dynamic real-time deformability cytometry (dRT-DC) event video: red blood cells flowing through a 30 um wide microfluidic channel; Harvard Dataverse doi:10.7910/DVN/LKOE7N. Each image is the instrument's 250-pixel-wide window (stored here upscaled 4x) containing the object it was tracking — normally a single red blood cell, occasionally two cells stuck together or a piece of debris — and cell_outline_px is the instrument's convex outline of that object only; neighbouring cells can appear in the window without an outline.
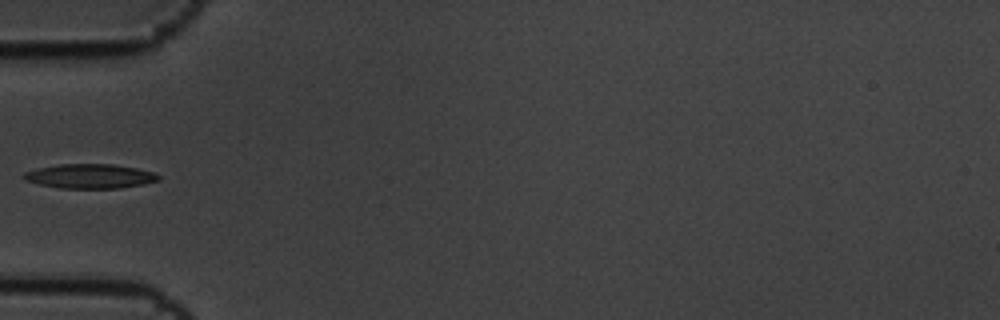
{"species": "common noctule bat (a hibernating species)", "species_latin": "Nyctalus noctula", "temperature_condition": "cold", "stored_images_in_passage": 9, "camera_frame_rate_fps": 3000, "um_per_image_px": 0.085, "animal": {"sex": "male", "body_mass_g": 19.5, "forearm_length_mm": 54.6}, "frame": {"image": 1, "passage_image": 4, "time_ms": 1.0, "image_size_px": [1000, 320], "cell_outline_px": [[160, 180], [144, 184], [120, 188], [60, 188], [40, 184], [24, 180], [20, 176], [24, 172], [36, 168], [56, 164], [112, 164], [136, 168], [156, 172], [160, 176]], "centroid_in_image_um": [7.63, 14.97], "position_along_channel_um": 77.4, "area_um2": 19.36}}
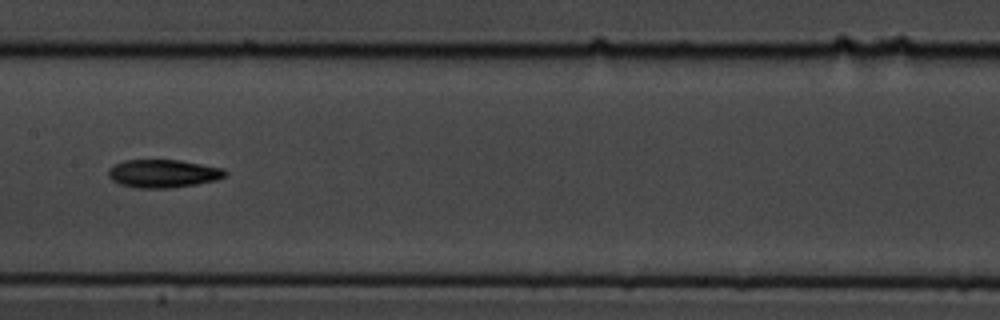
{"frame": {"image": 2, "passage_image": 7, "time_ms": 2.0, "image_size_px": [1000, 320], "cell_outline_px": [[228, 172], [224, 176], [216, 180], [196, 184], [172, 188], [136, 188], [120, 184], [112, 180], [108, 176], [108, 168], [124, 160], [180, 160], [224, 168]], "centroid_in_image_um": [13.86, 14.75], "position_along_channel_um": 193.5, "area_um2": 19.19}}
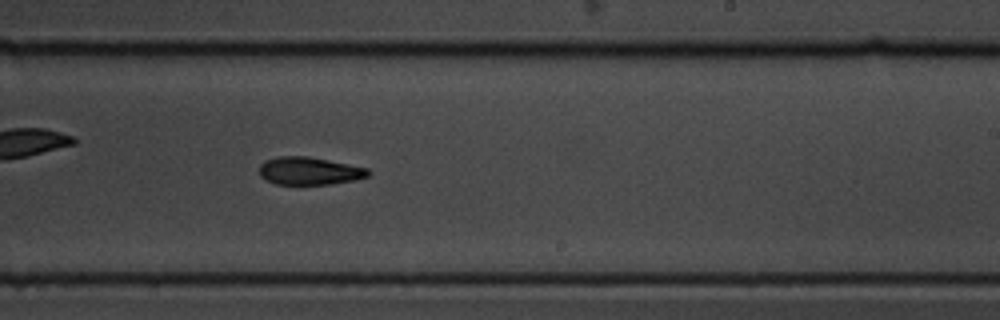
{"frame": {"image": 3, "passage_image": 9, "time_ms": 2.667, "image_size_px": [1000, 320], "cell_outline_px": [[372, 172], [368, 176], [356, 180], [332, 184], [276, 184], [264, 180], [260, 176], [260, 164], [264, 160], [276, 156], [308, 156], [368, 168]], "centroid_in_image_um": [26.28, 14.53], "position_along_channel_um": 262.7, "area_um2": 17.8}}